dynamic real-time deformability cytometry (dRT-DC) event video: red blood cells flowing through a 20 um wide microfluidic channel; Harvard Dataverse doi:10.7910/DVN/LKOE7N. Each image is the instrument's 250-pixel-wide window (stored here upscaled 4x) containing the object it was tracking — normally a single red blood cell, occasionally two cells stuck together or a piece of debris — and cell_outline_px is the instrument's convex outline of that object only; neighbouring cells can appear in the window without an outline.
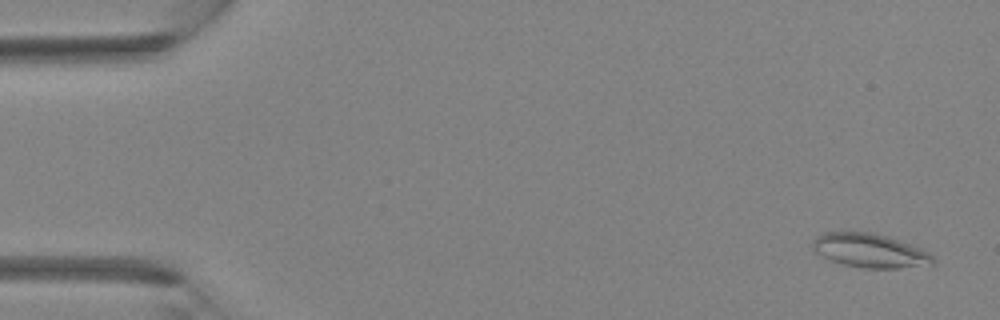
{"species": "Egyptian fruit bat (a non-hibernating species)", "species_latin": "Rousettus aegyptiacus", "temperature_condition": "room temperature", "stored_images_in_passage": 41, "camera_frame_rate_fps": 3000, "um_per_image_px": 0.085, "animal": {"sex": "female"}, "frame": {"image": 1, "passage_image": 2, "time_ms": 0.333, "image_size_px": [1000, 320], "cell_outline_px": [[936, 264], [896, 268], [864, 268], [844, 264], [832, 260], [816, 252], [812, 248], [812, 240], [816, 236], [824, 232], [868, 232], [888, 236], [920, 248], [928, 252], [936, 260]], "centroid_in_image_um": [73.95, 21.29], "position_along_channel_um": 11.1, "area_um2": 23.64}}
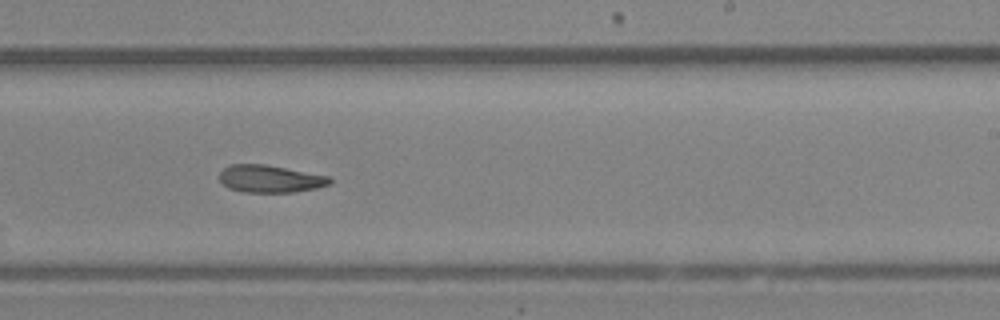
{"frame": {"image": 2, "passage_image": 25, "time_ms": 8.0, "image_size_px": [1000, 320], "cell_outline_px": [[332, 180], [328, 184], [316, 188], [292, 192], [244, 192], [228, 188], [220, 180], [220, 172], [224, 168], [232, 164], [264, 164], [328, 176]], "centroid_in_image_um": [22.93, 15.2], "position_along_channel_um": 266.1, "area_um2": 17.34}}
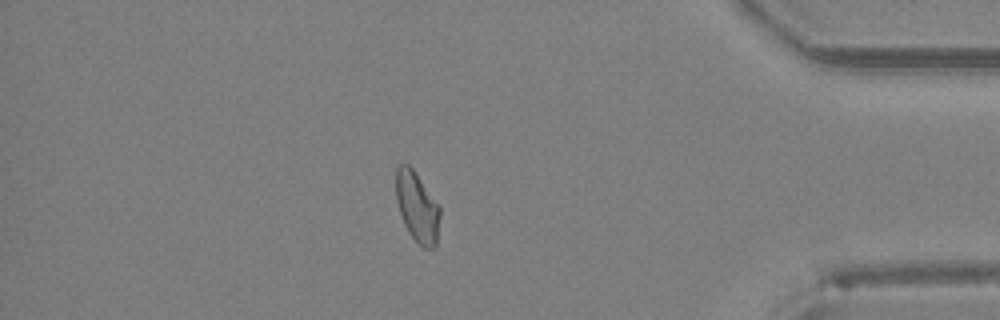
{"frame": {"image": 3, "passage_image": 35, "time_ms": 11.333, "image_size_px": [1000, 320], "cell_outline_px": [[440, 216], [436, 244], [432, 248], [424, 248], [416, 244], [408, 232], [404, 224], [396, 200], [396, 168], [400, 164], [408, 164], [412, 168], [440, 208]], "centroid_in_image_um": [35.44, 17.63], "position_along_channel_um": 399.8, "area_um2": 17.8}}